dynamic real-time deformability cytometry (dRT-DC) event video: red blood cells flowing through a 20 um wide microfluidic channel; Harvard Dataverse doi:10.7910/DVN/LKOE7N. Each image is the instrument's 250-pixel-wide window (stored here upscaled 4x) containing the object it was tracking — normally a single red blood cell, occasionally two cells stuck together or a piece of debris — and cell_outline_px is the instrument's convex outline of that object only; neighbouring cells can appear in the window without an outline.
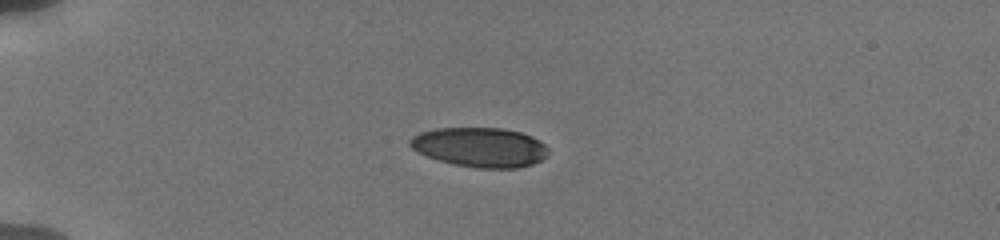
{"species": "human", "species_latin": "Homo sapiens", "temperature_condition": "cold", "stored_images_in_passage": 41, "camera_frame_rate_fps": 3000, "um_per_image_px": 0.085, "donor": {"sex": "male"}, "frame": {"image": 1, "passage_image": 1, "time_ms": 0.0, "image_size_px": [1000, 240], "cell_outline_px": [[548, 156], [532, 164], [520, 168], [476, 168], [452, 164], [428, 156], [412, 148], [408, 144], [408, 140], [412, 136], [420, 132], [436, 128], [504, 128], [520, 132], [532, 136], [540, 140], [548, 148]], "centroid_in_image_um": [40.82, 12.51], "position_along_channel_um": 44.2, "area_um2": 32.02}}
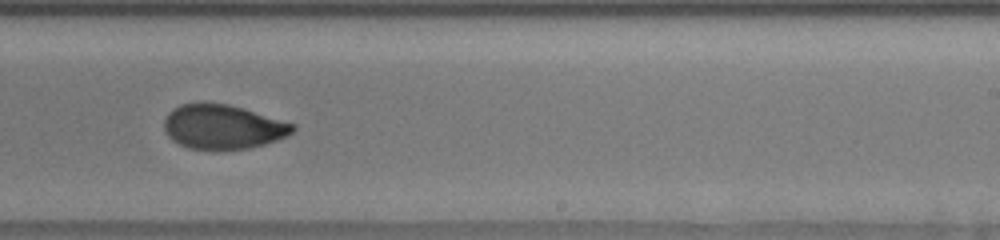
{"frame": {"image": 2, "passage_image": 22, "time_ms": 7.0, "image_size_px": [1000, 240], "cell_outline_px": [[296, 128], [288, 136], [264, 144], [248, 148], [220, 152], [212, 152], [188, 148], [172, 140], [168, 136], [164, 128], [164, 120], [168, 112], [172, 108], [180, 104], [200, 100], [228, 104], [244, 108], [296, 124]], "centroid_in_image_um": [18.91, 10.78], "position_along_channel_um": 270.1, "area_um2": 34.51}}
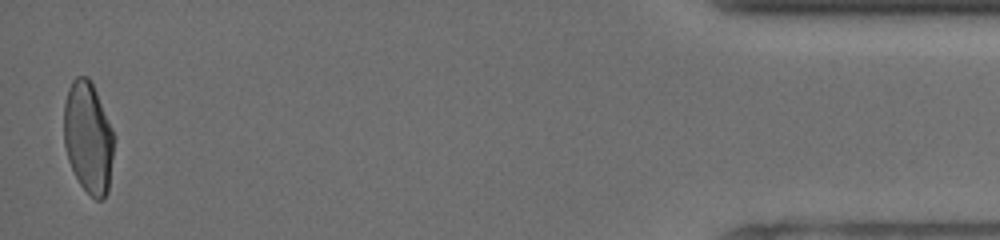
{"frame": {"image": 3, "passage_image": 40, "time_ms": 13.0, "image_size_px": [1000, 240], "cell_outline_px": [[112, 156], [108, 192], [104, 200], [96, 200], [80, 184], [68, 160], [64, 144], [64, 104], [68, 88], [72, 80], [76, 76], [88, 76], [96, 92], [112, 128]], "centroid_in_image_um": [7.47, 11.68], "position_along_channel_um": 427.7, "area_um2": 32.14}, "authors_computed_cell_mechanics": {"area_um2": 33.6396, "velocity_mm_per_s": 3.8414, "shape_relaxation_time_tau1_ms": 7.7332, "shape_relaxation_time_tau2_ms": 1.572, "deformation_change_tau1": 0.235, "deformation_change_tau2": 0.0559}}